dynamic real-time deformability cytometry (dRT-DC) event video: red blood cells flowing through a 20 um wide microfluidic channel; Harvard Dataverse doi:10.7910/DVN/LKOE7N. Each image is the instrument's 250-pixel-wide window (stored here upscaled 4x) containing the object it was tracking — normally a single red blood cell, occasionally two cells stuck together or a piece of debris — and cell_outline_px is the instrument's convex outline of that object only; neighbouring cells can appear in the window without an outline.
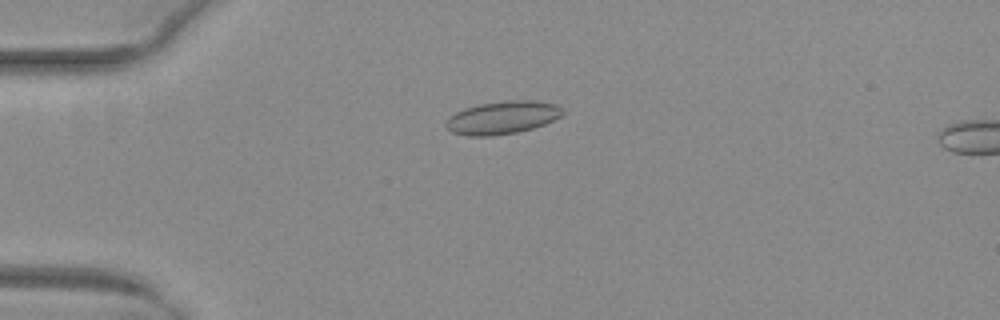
{"species": "common noctule bat (a hibernating species)", "species_latin": "Nyctalus noctula", "temperature_condition": "warm", "stored_images_in_passage": 38, "camera_frame_rate_fps": 3000, "um_per_image_px": 0.085, "animal": {"sex": "female", "body_mass_g": 29.2, "forearm_length_mm": 56.3}, "frame": {"image": 1, "passage_image": 6, "time_ms": 1.667, "image_size_px": [1000, 320], "cell_outline_px": [[564, 112], [560, 116], [544, 124], [532, 128], [516, 132], [492, 136], [468, 136], [452, 132], [448, 128], [448, 120], [456, 112], [464, 108], [480, 104], [508, 100], [532, 100], [556, 104], [564, 108]], "centroid_in_image_um": [42.75, 9.98], "position_along_channel_um": 42.3, "area_um2": 22.08}}
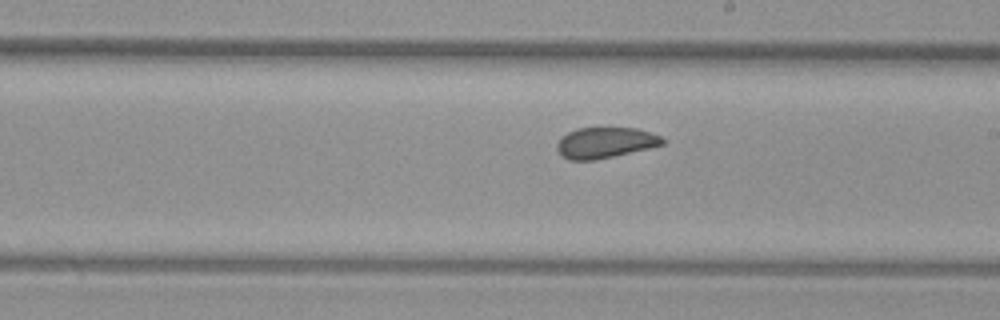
{"frame": {"image": 2, "passage_image": 23, "time_ms": 7.333, "image_size_px": [1000, 320], "cell_outline_px": [[664, 144], [648, 148], [596, 160], [568, 160], [556, 148], [556, 144], [560, 136], [576, 128], [636, 128], [660, 136], [664, 140]], "centroid_in_image_um": [51.39, 12.12], "position_along_channel_um": 237.6, "area_um2": 18.79}}
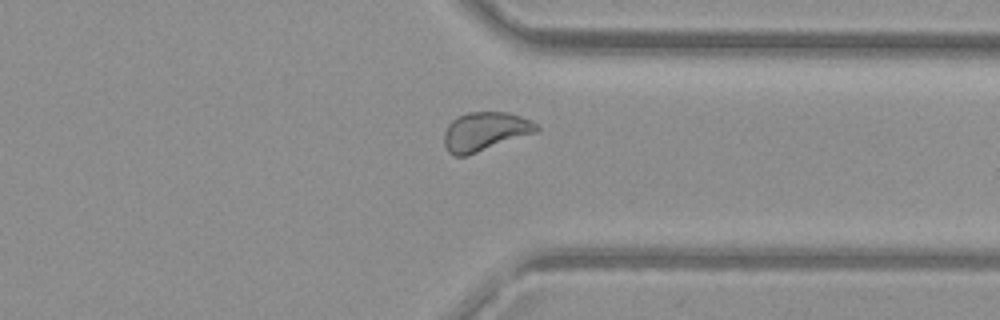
{"frame": {"image": 3, "passage_image": 33, "time_ms": 10.667, "image_size_px": [1000, 320], "cell_outline_px": [[540, 128], [536, 132], [468, 156], [452, 156], [448, 152], [444, 144], [444, 132], [448, 124], [456, 116], [468, 112], [508, 112], [532, 120]], "centroid_in_image_um": [41.2, 11.18], "position_along_channel_um": 370.2, "area_um2": 21.1}, "authors_computed_cell_mechanics": {"area_um2": 20.3167, "velocity_mm_per_s": 3.9956, "shape_relaxation_time_tau1_ms": null, "shape_relaxation_time_tau2_ms": 1.4781, "deformation_change_tau1": null, "deformation_change_tau2": 0.0632}}